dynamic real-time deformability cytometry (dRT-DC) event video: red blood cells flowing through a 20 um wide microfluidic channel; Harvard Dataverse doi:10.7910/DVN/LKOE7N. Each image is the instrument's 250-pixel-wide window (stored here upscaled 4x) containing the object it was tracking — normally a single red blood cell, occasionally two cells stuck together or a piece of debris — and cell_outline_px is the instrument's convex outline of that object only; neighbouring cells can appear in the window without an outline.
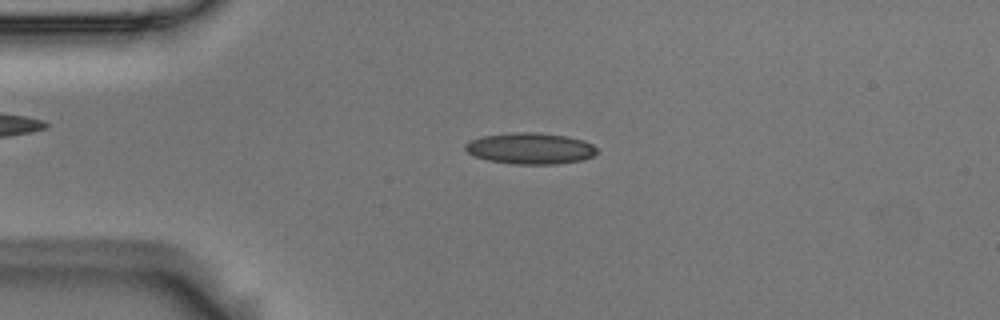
{"species": "Egyptian fruit bat (a non-hibernating species)", "species_latin": "Rousettus aegyptiacus", "temperature_condition": "room temperature", "stored_images_in_passage": 3, "camera_frame_rate_fps": 3000, "um_per_image_px": 0.085, "animal": {"sex": "male"}, "frame": {"image": 1, "passage_image": 3, "time_ms": 0.667, "image_size_px": [1000, 320], "cell_outline_px": [[596, 156], [584, 160], [556, 164], [512, 164], [488, 160], [476, 156], [468, 152], [464, 148], [464, 144], [480, 136], [512, 132], [536, 132], [568, 136], [584, 140], [592, 144], [596, 148]], "centroid_in_image_um": [45.1, 12.61], "position_along_channel_um": 39.9, "area_um2": 24.22}}